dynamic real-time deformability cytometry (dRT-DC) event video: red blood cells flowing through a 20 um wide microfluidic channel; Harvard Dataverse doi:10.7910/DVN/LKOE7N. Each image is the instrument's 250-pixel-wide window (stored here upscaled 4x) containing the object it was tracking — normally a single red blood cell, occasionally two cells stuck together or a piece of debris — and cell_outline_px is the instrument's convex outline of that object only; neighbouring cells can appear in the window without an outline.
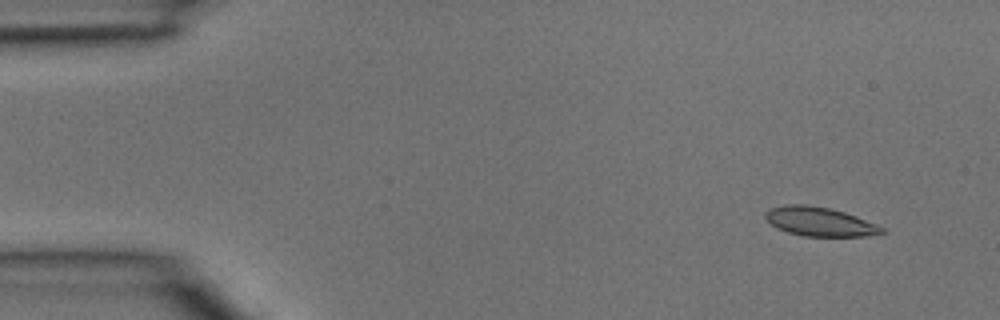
{"species": "common noctule bat (a hibernating species)", "species_latin": "Nyctalus noctula", "temperature_condition": "room temperature", "stored_images_in_passage": 3, "camera_frame_rate_fps": 3000, "um_per_image_px": 0.085, "animal": {"sex": "male", "body_mass_g": 15.6}, "frame": {"image": 1, "passage_image": 1, "time_ms": 0.0, "image_size_px": [1000, 320], "cell_outline_px": [[884, 232], [880, 236], [804, 236], [788, 232], [776, 228], [764, 216], [764, 212], [772, 208], [784, 204], [804, 204], [832, 208], [856, 216], [876, 224], [884, 228]], "centroid_in_image_um": [69.7, 18.84], "position_along_channel_um": 15.3, "area_um2": 19.83}}
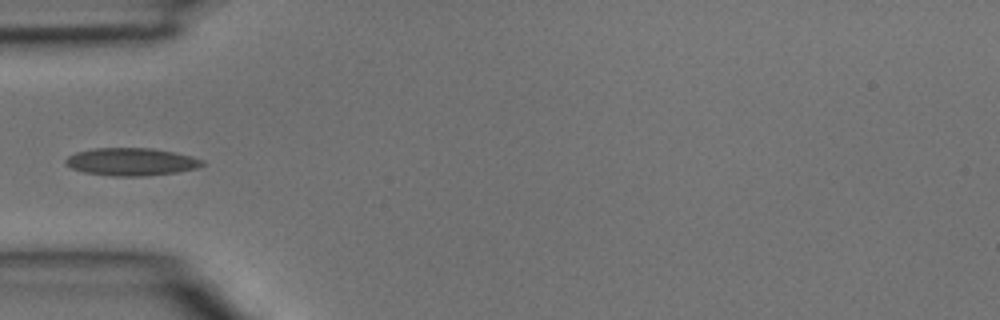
{"frame": {"image": 2, "passage_image": 3, "time_ms": 0.667, "image_size_px": [1000, 320], "cell_outline_px": [[204, 164], [196, 168], [176, 172], [144, 176], [112, 176], [84, 172], [72, 168], [64, 160], [68, 156], [76, 152], [92, 148], [152, 148], [192, 156], [204, 160]], "centroid_in_image_um": [11.15, 13.74], "position_along_channel_um": 73.8, "area_um2": 21.91}}